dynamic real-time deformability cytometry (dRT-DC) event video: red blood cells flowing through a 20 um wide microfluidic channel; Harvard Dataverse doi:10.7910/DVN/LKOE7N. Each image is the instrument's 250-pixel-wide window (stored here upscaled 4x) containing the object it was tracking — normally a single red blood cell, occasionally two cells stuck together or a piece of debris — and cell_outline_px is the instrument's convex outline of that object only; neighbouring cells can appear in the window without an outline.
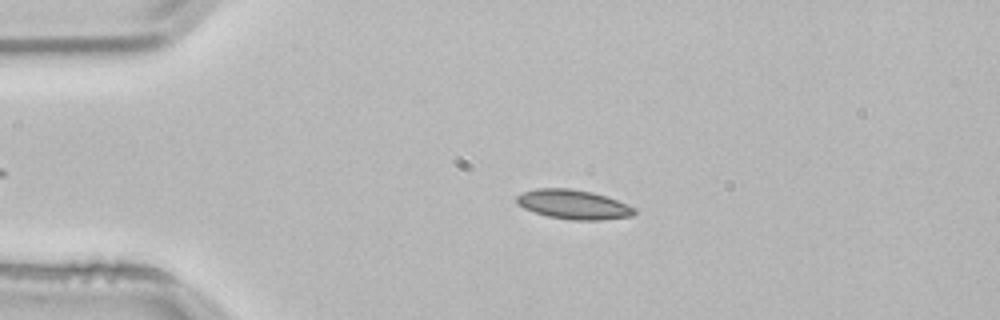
{"species": "common noctule bat (a hibernating species)", "species_latin": "Nyctalus noctula", "temperature_condition": "room temperature", "stored_images_in_passage": 46, "camera_frame_rate_fps": 3000, "um_per_image_px": 0.085, "animal": {"sex": "male", "body_mass_g": 21.5, "forearm_length_mm": 52.0}, "frame": {"image": 1, "passage_image": 11, "time_ms": 3.333, "image_size_px": [1000, 320], "cell_outline_px": [[636, 212], [632, 216], [600, 220], [572, 220], [548, 216], [524, 208], [516, 204], [516, 196], [524, 192], [536, 188], [568, 188], [592, 192], [616, 200], [636, 208]], "centroid_in_image_um": [48.73, 17.38], "position_along_channel_um": 36.3, "area_um2": 20.0}}
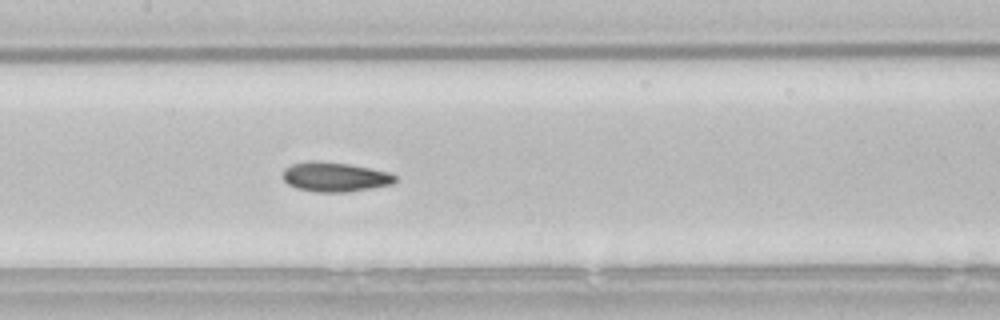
{"frame": {"image": 2, "passage_image": 25, "time_ms": 8.0, "image_size_px": [1000, 320], "cell_outline_px": [[396, 180], [392, 184], [372, 188], [348, 192], [316, 192], [296, 188], [288, 184], [284, 180], [284, 168], [292, 164], [308, 160], [320, 160], [348, 164], [392, 172], [396, 176]], "centroid_in_image_um": [28.48, 15.03], "position_along_channel_um": 178.9, "area_um2": 19.54}}
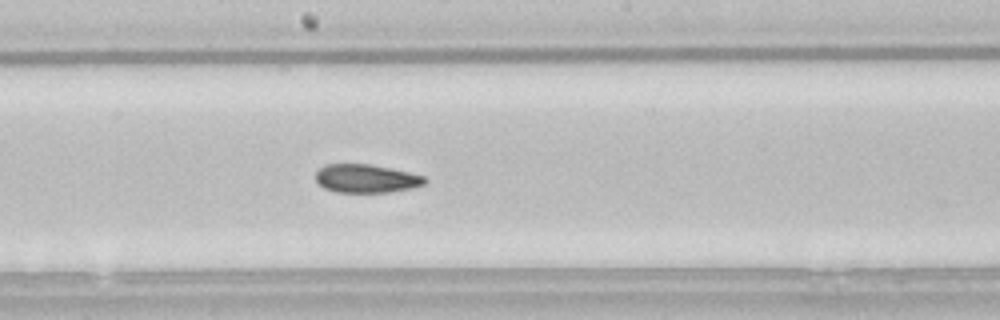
{"frame": {"image": 3, "passage_image": 28, "time_ms": 9.0, "image_size_px": [1000, 320], "cell_outline_px": [[428, 180], [424, 184], [412, 188], [388, 192], [336, 192], [324, 188], [316, 180], [316, 172], [324, 164], [372, 164], [408, 172], [424, 176]], "centroid_in_image_um": [31.12, 15.17], "position_along_channel_um": 217.1, "area_um2": 18.03}, "authors_computed_cell_mechanics": {"area_um2": 19.0162, "velocity_mm_per_s": 3.8238, "shape_relaxation_time_tau1_ms": 5.9176, "shape_relaxation_time_tau2_ms": 2.366, "deformation_change_tau1": 0.146, "deformation_change_tau2": 0.0813}}